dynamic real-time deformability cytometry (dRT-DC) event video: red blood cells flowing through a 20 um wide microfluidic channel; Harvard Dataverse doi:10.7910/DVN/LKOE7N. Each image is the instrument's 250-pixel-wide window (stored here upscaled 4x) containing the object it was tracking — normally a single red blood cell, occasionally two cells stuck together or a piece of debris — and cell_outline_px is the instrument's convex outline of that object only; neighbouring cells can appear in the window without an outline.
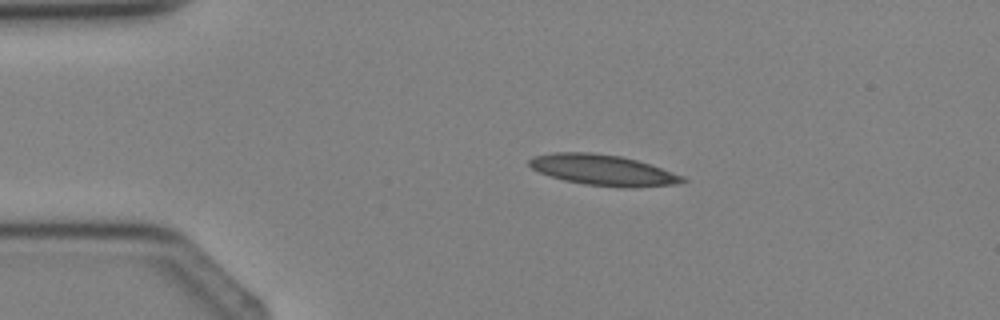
{"species": "Egyptian fruit bat (a non-hibernating species)", "species_latin": "Rousettus aegyptiacus", "temperature_condition": "cold", "stored_images_in_passage": 3, "camera_frame_rate_fps": 3000, "um_per_image_px": 0.085, "animal": {"sex": "female"}, "frame": {"image": 1, "passage_image": 2, "time_ms": 1.0, "image_size_px": [1000, 320], "cell_outline_px": [[688, 180], [680, 184], [632, 188], [620, 188], [584, 184], [564, 180], [540, 172], [532, 168], [528, 164], [528, 160], [532, 156], [552, 152], [592, 152], [620, 156], [636, 160], [684, 176]], "centroid_in_image_um": [51.26, 14.46], "position_along_channel_um": 33.7, "area_um2": 27.57}}